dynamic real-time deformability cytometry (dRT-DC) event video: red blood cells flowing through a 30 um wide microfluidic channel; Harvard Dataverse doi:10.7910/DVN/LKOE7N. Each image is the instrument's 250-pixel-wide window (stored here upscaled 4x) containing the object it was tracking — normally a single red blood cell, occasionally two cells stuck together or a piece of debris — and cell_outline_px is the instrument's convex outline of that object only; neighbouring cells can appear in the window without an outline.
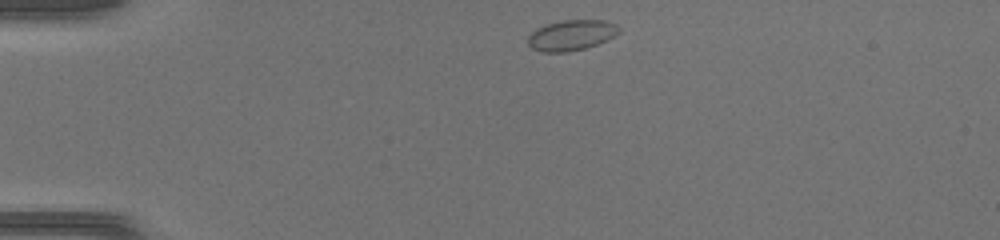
{"species": "common noctule bat (a hibernating species)", "species_latin": "Nyctalus noctula", "temperature_condition": "warm", "stored_images_in_passage": 40, "camera_frame_rate_fps": 3000, "um_per_image_px": 0.085, "animal": {"sex": "female", "body_mass_g": 17.0, "forearm_length_mm": 48.0}, "frame": {"image": 1, "passage_image": 1, "time_ms": 0.0, "image_size_px": [1000, 240], "cell_outline_px": [[620, 32], [616, 36], [608, 40], [584, 48], [564, 52], [540, 52], [532, 48], [528, 44], [528, 36], [536, 28], [544, 24], [564, 20], [604, 20], [616, 24], [620, 28]], "centroid_in_image_um": [48.57, 2.98], "position_along_channel_um": 36.4, "area_um2": 16.3}}
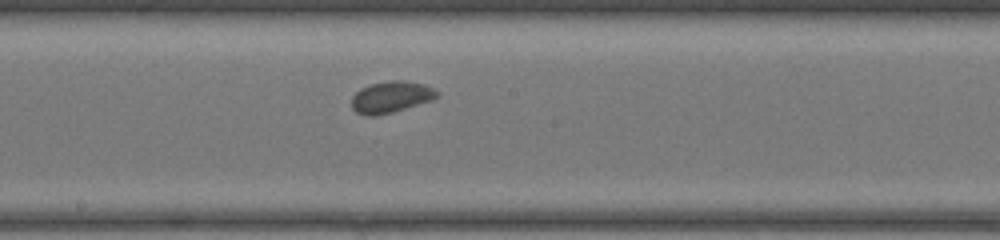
{"frame": {"image": 2, "passage_image": 18, "time_ms": 5.667, "image_size_px": [1000, 240], "cell_outline_px": [[440, 96], [432, 100], [392, 112], [376, 116], [368, 116], [356, 112], [352, 108], [352, 96], [360, 88], [372, 84], [392, 80], [404, 80], [424, 84], [440, 92]], "centroid_in_image_um": [33.25, 8.24], "position_along_channel_um": 214.9, "area_um2": 15.66}}
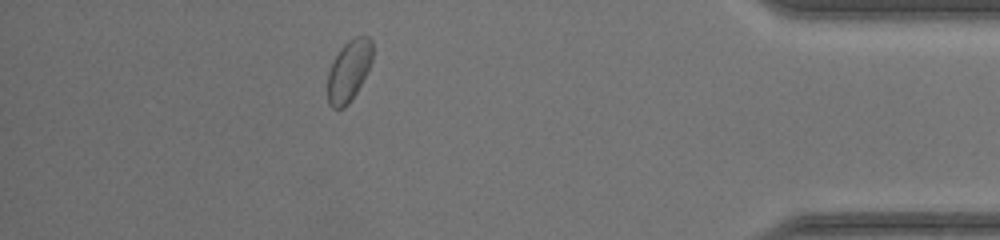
{"frame": {"image": 3, "passage_image": 35, "time_ms": 11.333, "image_size_px": [1000, 240], "cell_outline_px": [[372, 60], [356, 92], [348, 104], [344, 108], [332, 108], [328, 104], [328, 72], [340, 48], [348, 40], [356, 36], [368, 36], [372, 40]], "centroid_in_image_um": [29.64, 6.0], "position_along_channel_um": 405.6, "area_um2": 15.78}}